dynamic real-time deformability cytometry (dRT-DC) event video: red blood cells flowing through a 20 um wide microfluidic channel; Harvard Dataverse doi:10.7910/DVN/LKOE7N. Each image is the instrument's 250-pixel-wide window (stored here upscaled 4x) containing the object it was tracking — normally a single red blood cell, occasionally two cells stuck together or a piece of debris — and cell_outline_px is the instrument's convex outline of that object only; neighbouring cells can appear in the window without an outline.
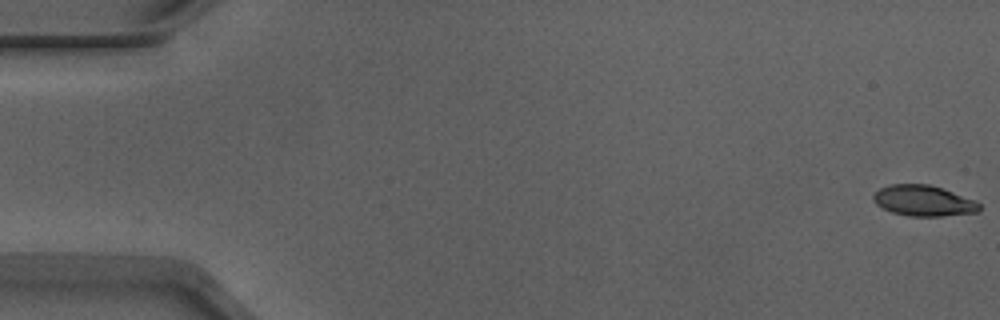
{"species": "Egyptian fruit bat (a non-hibernating species)", "species_latin": "Rousettus aegyptiacus", "temperature_condition": "warm", "stored_images_in_passage": 53, "camera_frame_rate_fps": 3000, "um_per_image_px": 0.085, "animal": {"sex": "male"}, "frame": {"image": 1, "passage_image": 1, "time_ms": 0.0, "image_size_px": [1000, 320], "cell_outline_px": [[980, 212], [940, 216], [908, 216], [892, 212], [876, 204], [872, 200], [872, 196], [880, 188], [892, 184], [928, 184], [976, 200], [980, 204]], "centroid_in_image_um": [78.5, 17.07], "position_along_channel_um": 6.5, "area_um2": 18.9}}
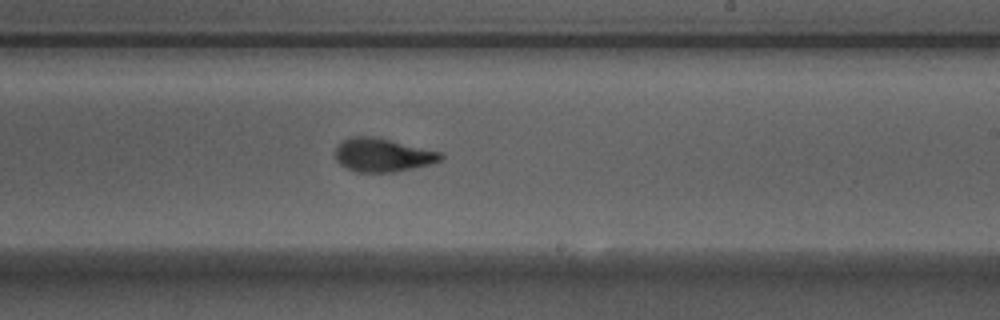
{"frame": {"image": 2, "passage_image": 32, "time_ms": 10.333, "image_size_px": [1000, 320], "cell_outline_px": [[444, 156], [440, 160], [428, 164], [412, 168], [392, 172], [356, 172], [340, 164], [336, 160], [336, 148], [348, 136], [372, 136], [440, 152]], "centroid_in_image_um": [32.48, 13.18], "position_along_channel_um": 256.5, "area_um2": 20.11}}
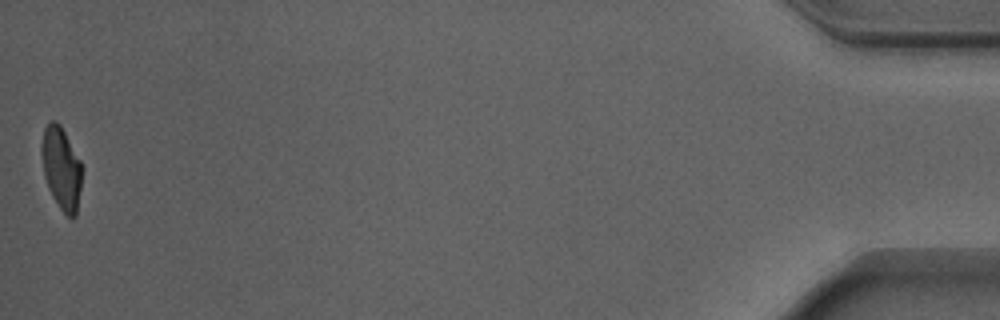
{"frame": {"image": 3, "passage_image": 53, "time_ms": 17.333, "image_size_px": [1000, 320], "cell_outline_px": [[80, 188], [76, 216], [72, 220], [60, 208], [52, 196], [48, 188], [44, 176], [40, 152], [40, 148], [44, 128], [52, 120], [56, 120], [60, 124], [80, 160]], "centroid_in_image_um": [5.18, 14.29], "position_along_channel_um": 430.0, "area_um2": 19.25}, "authors_computed_cell_mechanics": {"area_um2": 20.1144, "velocity_mm_per_s": 3.9046, "shape_relaxation_time_tau1_ms": 3.2833, "shape_relaxation_time_tau2_ms": 0.9734, "deformation_change_tau1": 0.1946, "deformation_change_tau2": 0.0814}}